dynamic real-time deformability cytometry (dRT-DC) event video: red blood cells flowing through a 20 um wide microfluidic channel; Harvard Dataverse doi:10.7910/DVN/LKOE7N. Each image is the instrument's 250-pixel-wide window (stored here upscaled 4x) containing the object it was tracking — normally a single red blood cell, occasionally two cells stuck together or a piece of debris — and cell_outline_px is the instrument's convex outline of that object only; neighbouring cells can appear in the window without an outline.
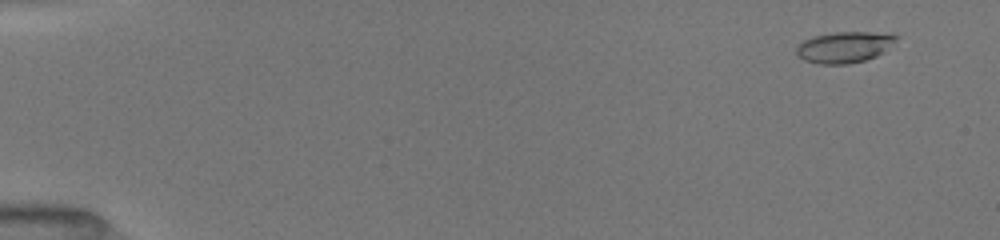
{"species": "common noctule bat (a hibernating species)", "species_latin": "Nyctalus noctula", "temperature_condition": "room temperature", "stored_images_in_passage": 52, "camera_frame_rate_fps": 3000, "um_per_image_px": 0.085, "animal": {"sex": "female", "body_mass_g": 19.5, "forearm_length_mm": 54.1}, "frame": {"image": 1, "passage_image": 4, "time_ms": 1.0, "image_size_px": [1000, 240], "cell_outline_px": [[900, 36], [884, 52], [876, 56], [864, 60], [848, 64], [816, 64], [804, 60], [796, 52], [796, 48], [804, 40], [812, 36], [836, 32], [892, 32]], "centroid_in_image_um": [71.82, 3.99], "position_along_channel_um": 13.2, "area_um2": 18.26}}
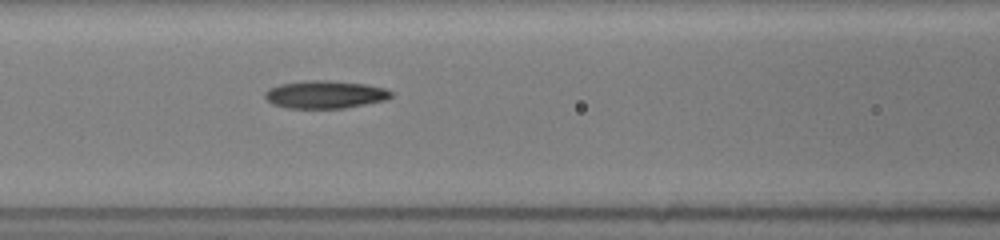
{"frame": {"image": 2, "passage_image": 24, "time_ms": 7.667, "image_size_px": [1000, 240], "cell_outline_px": [[392, 96], [384, 100], [344, 108], [284, 108], [272, 104], [264, 96], [264, 92], [268, 88], [280, 84], [304, 80], [328, 80], [364, 84], [384, 88], [392, 92]], "centroid_in_image_um": [27.57, 8.03], "position_along_channel_um": 139.0, "area_um2": 20.4}}
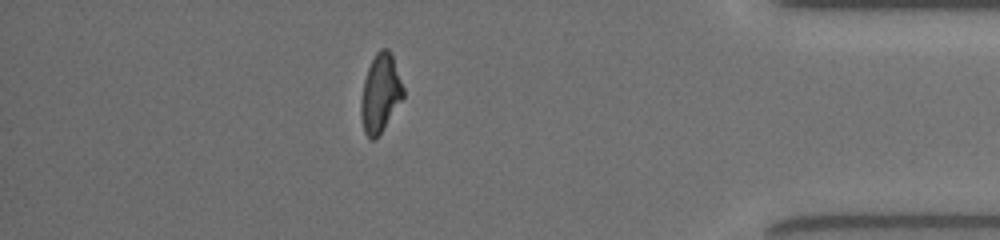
{"frame": {"image": 3, "passage_image": 46, "time_ms": 15.0, "image_size_px": [1000, 240], "cell_outline_px": [[404, 96], [376, 140], [372, 140], [364, 132], [360, 116], [360, 104], [364, 80], [368, 68], [376, 52], [380, 48], [388, 48], [392, 52], [404, 88]], "centroid_in_image_um": [32.33, 7.91], "position_along_channel_um": 402.9, "area_um2": 19.36}, "authors_computed_cell_mechanics": {"area_um2": 19.4786, "velocity_mm_per_s": 4.0583, "shape_relaxation_time_tau1_ms": 4.0092, "shape_relaxation_time_tau2_ms": 5.6554, "deformation_change_tau1": 0.1677, "deformation_change_tau2": 0.1623}}